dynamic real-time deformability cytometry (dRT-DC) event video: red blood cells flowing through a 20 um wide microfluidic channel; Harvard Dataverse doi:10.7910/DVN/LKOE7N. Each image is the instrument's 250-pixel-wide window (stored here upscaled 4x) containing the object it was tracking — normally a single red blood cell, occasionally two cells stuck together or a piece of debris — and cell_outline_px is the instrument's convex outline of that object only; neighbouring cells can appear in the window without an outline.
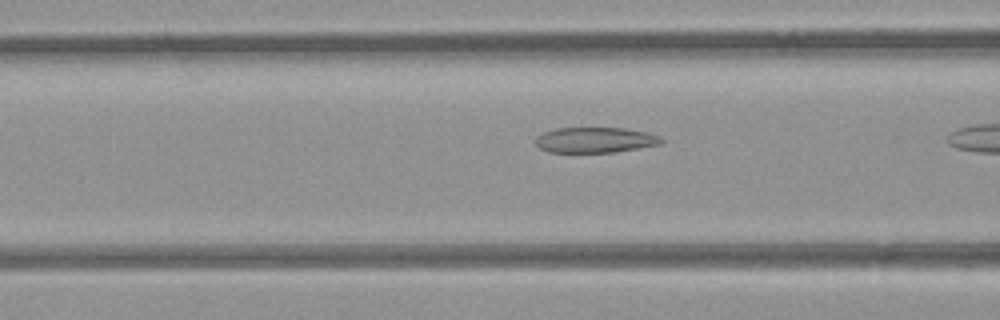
{"species": "common noctule bat (a hibernating species)", "species_latin": "Nyctalus noctula", "temperature_condition": "room temperature", "stored_images_in_passage": 7, "camera_frame_rate_fps": 3000, "um_per_image_px": 0.085, "animal": {"sex": "female", "body_mass_g": 21.9}, "frame": {"image": 1, "passage_image": 5, "time_ms": 1.333, "image_size_px": [1000, 320], "cell_outline_px": [[664, 140], [660, 144], [616, 152], [548, 152], [540, 148], [536, 144], [536, 136], [544, 132], [556, 128], [624, 128], [648, 132]], "centroid_in_image_um": [50.56, 11.9], "position_along_channel_um": 116.0, "area_um2": 18.55}}